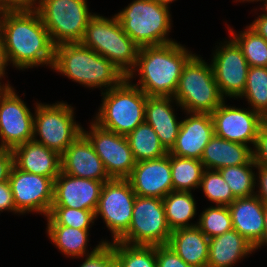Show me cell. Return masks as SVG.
<instances>
[{"label": "cell", "mask_w": 267, "mask_h": 267, "mask_svg": "<svg viewBox=\"0 0 267 267\" xmlns=\"http://www.w3.org/2000/svg\"><path fill=\"white\" fill-rule=\"evenodd\" d=\"M0 36L12 67L25 71L46 66L51 70L55 46L36 10L5 11Z\"/></svg>", "instance_id": "1"}, {"label": "cell", "mask_w": 267, "mask_h": 267, "mask_svg": "<svg viewBox=\"0 0 267 267\" xmlns=\"http://www.w3.org/2000/svg\"><path fill=\"white\" fill-rule=\"evenodd\" d=\"M188 48L178 41L141 47L127 78L149 97H173L184 65L195 54Z\"/></svg>", "instance_id": "2"}, {"label": "cell", "mask_w": 267, "mask_h": 267, "mask_svg": "<svg viewBox=\"0 0 267 267\" xmlns=\"http://www.w3.org/2000/svg\"><path fill=\"white\" fill-rule=\"evenodd\" d=\"M101 93L118 86L127 76L112 62L82 43H63L54 48L51 71Z\"/></svg>", "instance_id": "3"}, {"label": "cell", "mask_w": 267, "mask_h": 267, "mask_svg": "<svg viewBox=\"0 0 267 267\" xmlns=\"http://www.w3.org/2000/svg\"><path fill=\"white\" fill-rule=\"evenodd\" d=\"M170 9L156 0H132L115 15L123 31L141 48L176 41L169 36L173 28Z\"/></svg>", "instance_id": "4"}, {"label": "cell", "mask_w": 267, "mask_h": 267, "mask_svg": "<svg viewBox=\"0 0 267 267\" xmlns=\"http://www.w3.org/2000/svg\"><path fill=\"white\" fill-rule=\"evenodd\" d=\"M101 104L92 120L100 127L126 136L145 122L147 95L127 77L101 93Z\"/></svg>", "instance_id": "5"}, {"label": "cell", "mask_w": 267, "mask_h": 267, "mask_svg": "<svg viewBox=\"0 0 267 267\" xmlns=\"http://www.w3.org/2000/svg\"><path fill=\"white\" fill-rule=\"evenodd\" d=\"M81 43L112 62L126 76L135 68L139 47L123 31L116 15L96 13L86 27Z\"/></svg>", "instance_id": "6"}, {"label": "cell", "mask_w": 267, "mask_h": 267, "mask_svg": "<svg viewBox=\"0 0 267 267\" xmlns=\"http://www.w3.org/2000/svg\"><path fill=\"white\" fill-rule=\"evenodd\" d=\"M173 98L182 108L181 112L208 114L225 100L219 92L211 64L196 53L184 65Z\"/></svg>", "instance_id": "7"}, {"label": "cell", "mask_w": 267, "mask_h": 267, "mask_svg": "<svg viewBox=\"0 0 267 267\" xmlns=\"http://www.w3.org/2000/svg\"><path fill=\"white\" fill-rule=\"evenodd\" d=\"M33 106V140L61 156L82 134L83 126L75 120V108L63 100L52 104L36 100Z\"/></svg>", "instance_id": "8"}, {"label": "cell", "mask_w": 267, "mask_h": 267, "mask_svg": "<svg viewBox=\"0 0 267 267\" xmlns=\"http://www.w3.org/2000/svg\"><path fill=\"white\" fill-rule=\"evenodd\" d=\"M87 0H40L36 9L49 32L54 46L63 43H81L89 20Z\"/></svg>", "instance_id": "9"}, {"label": "cell", "mask_w": 267, "mask_h": 267, "mask_svg": "<svg viewBox=\"0 0 267 267\" xmlns=\"http://www.w3.org/2000/svg\"><path fill=\"white\" fill-rule=\"evenodd\" d=\"M171 233L162 199L136 195L129 229L118 241L131 245H166Z\"/></svg>", "instance_id": "10"}, {"label": "cell", "mask_w": 267, "mask_h": 267, "mask_svg": "<svg viewBox=\"0 0 267 267\" xmlns=\"http://www.w3.org/2000/svg\"><path fill=\"white\" fill-rule=\"evenodd\" d=\"M136 194L127 179H110L104 182L95 220L101 217L111 233V243L118 241L129 229Z\"/></svg>", "instance_id": "11"}, {"label": "cell", "mask_w": 267, "mask_h": 267, "mask_svg": "<svg viewBox=\"0 0 267 267\" xmlns=\"http://www.w3.org/2000/svg\"><path fill=\"white\" fill-rule=\"evenodd\" d=\"M217 41L211 55V66L219 92L224 99H238L246 85L250 66L237 43L228 36Z\"/></svg>", "instance_id": "12"}, {"label": "cell", "mask_w": 267, "mask_h": 267, "mask_svg": "<svg viewBox=\"0 0 267 267\" xmlns=\"http://www.w3.org/2000/svg\"><path fill=\"white\" fill-rule=\"evenodd\" d=\"M16 91L13 86L0 87V148L11 150L33 140L34 110Z\"/></svg>", "instance_id": "13"}, {"label": "cell", "mask_w": 267, "mask_h": 267, "mask_svg": "<svg viewBox=\"0 0 267 267\" xmlns=\"http://www.w3.org/2000/svg\"><path fill=\"white\" fill-rule=\"evenodd\" d=\"M89 124V129L82 127V133L93 145L109 177L127 179L136 165V160L126 136L106 130L93 120Z\"/></svg>", "instance_id": "14"}, {"label": "cell", "mask_w": 267, "mask_h": 267, "mask_svg": "<svg viewBox=\"0 0 267 267\" xmlns=\"http://www.w3.org/2000/svg\"><path fill=\"white\" fill-rule=\"evenodd\" d=\"M16 210L24 214H39L46 217L53 203L54 181L45 176L25 172L12 167L8 179Z\"/></svg>", "instance_id": "15"}, {"label": "cell", "mask_w": 267, "mask_h": 267, "mask_svg": "<svg viewBox=\"0 0 267 267\" xmlns=\"http://www.w3.org/2000/svg\"><path fill=\"white\" fill-rule=\"evenodd\" d=\"M214 123V135L228 141L254 147L261 125L266 119L250 107L239 108L227 104L225 99L211 114Z\"/></svg>", "instance_id": "16"}, {"label": "cell", "mask_w": 267, "mask_h": 267, "mask_svg": "<svg viewBox=\"0 0 267 267\" xmlns=\"http://www.w3.org/2000/svg\"><path fill=\"white\" fill-rule=\"evenodd\" d=\"M127 180L137 196L163 199L173 191L170 153L158 159L136 162Z\"/></svg>", "instance_id": "17"}, {"label": "cell", "mask_w": 267, "mask_h": 267, "mask_svg": "<svg viewBox=\"0 0 267 267\" xmlns=\"http://www.w3.org/2000/svg\"><path fill=\"white\" fill-rule=\"evenodd\" d=\"M102 181L70 176L62 171L54 180L52 207L93 211L98 205Z\"/></svg>", "instance_id": "18"}, {"label": "cell", "mask_w": 267, "mask_h": 267, "mask_svg": "<svg viewBox=\"0 0 267 267\" xmlns=\"http://www.w3.org/2000/svg\"><path fill=\"white\" fill-rule=\"evenodd\" d=\"M181 126L175 144L168 151L179 157L200 160L205 146L214 135L211 114L183 112Z\"/></svg>", "instance_id": "19"}, {"label": "cell", "mask_w": 267, "mask_h": 267, "mask_svg": "<svg viewBox=\"0 0 267 267\" xmlns=\"http://www.w3.org/2000/svg\"><path fill=\"white\" fill-rule=\"evenodd\" d=\"M61 171L70 176L103 183L111 179L93 145L83 133L61 155Z\"/></svg>", "instance_id": "20"}, {"label": "cell", "mask_w": 267, "mask_h": 267, "mask_svg": "<svg viewBox=\"0 0 267 267\" xmlns=\"http://www.w3.org/2000/svg\"><path fill=\"white\" fill-rule=\"evenodd\" d=\"M178 108L182 110L173 97L148 96L145 104V122L154 129L167 151L175 144L181 126L182 120L175 113Z\"/></svg>", "instance_id": "21"}, {"label": "cell", "mask_w": 267, "mask_h": 267, "mask_svg": "<svg viewBox=\"0 0 267 267\" xmlns=\"http://www.w3.org/2000/svg\"><path fill=\"white\" fill-rule=\"evenodd\" d=\"M14 166L22 171L45 176L53 181L61 172V156L34 140L12 149Z\"/></svg>", "instance_id": "22"}, {"label": "cell", "mask_w": 267, "mask_h": 267, "mask_svg": "<svg viewBox=\"0 0 267 267\" xmlns=\"http://www.w3.org/2000/svg\"><path fill=\"white\" fill-rule=\"evenodd\" d=\"M233 229L254 247L264 234V203L256 196L236 198L230 205Z\"/></svg>", "instance_id": "23"}, {"label": "cell", "mask_w": 267, "mask_h": 267, "mask_svg": "<svg viewBox=\"0 0 267 267\" xmlns=\"http://www.w3.org/2000/svg\"><path fill=\"white\" fill-rule=\"evenodd\" d=\"M255 253L254 246L231 229L209 241L207 267H234Z\"/></svg>", "instance_id": "24"}, {"label": "cell", "mask_w": 267, "mask_h": 267, "mask_svg": "<svg viewBox=\"0 0 267 267\" xmlns=\"http://www.w3.org/2000/svg\"><path fill=\"white\" fill-rule=\"evenodd\" d=\"M253 159L252 147L213 135L205 146L201 162L205 169L219 170L247 164Z\"/></svg>", "instance_id": "25"}, {"label": "cell", "mask_w": 267, "mask_h": 267, "mask_svg": "<svg viewBox=\"0 0 267 267\" xmlns=\"http://www.w3.org/2000/svg\"><path fill=\"white\" fill-rule=\"evenodd\" d=\"M210 239L197 227L173 230L168 246L188 265L207 267Z\"/></svg>", "instance_id": "26"}, {"label": "cell", "mask_w": 267, "mask_h": 267, "mask_svg": "<svg viewBox=\"0 0 267 267\" xmlns=\"http://www.w3.org/2000/svg\"><path fill=\"white\" fill-rule=\"evenodd\" d=\"M46 236H48L51 244H53L62 255L66 258L80 259V257L94 253L102 244L110 243L109 240L101 239L93 248L90 246V230H81L62 225H47ZM91 250V251H90Z\"/></svg>", "instance_id": "27"}, {"label": "cell", "mask_w": 267, "mask_h": 267, "mask_svg": "<svg viewBox=\"0 0 267 267\" xmlns=\"http://www.w3.org/2000/svg\"><path fill=\"white\" fill-rule=\"evenodd\" d=\"M162 201L171 231L197 226L198 222H191L196 217L198 209L192 192L171 191Z\"/></svg>", "instance_id": "28"}, {"label": "cell", "mask_w": 267, "mask_h": 267, "mask_svg": "<svg viewBox=\"0 0 267 267\" xmlns=\"http://www.w3.org/2000/svg\"><path fill=\"white\" fill-rule=\"evenodd\" d=\"M126 139L136 162L158 159L168 154L154 129L146 122L127 134Z\"/></svg>", "instance_id": "29"}, {"label": "cell", "mask_w": 267, "mask_h": 267, "mask_svg": "<svg viewBox=\"0 0 267 267\" xmlns=\"http://www.w3.org/2000/svg\"><path fill=\"white\" fill-rule=\"evenodd\" d=\"M173 191L194 192L199 189L205 170L201 160L170 154Z\"/></svg>", "instance_id": "30"}, {"label": "cell", "mask_w": 267, "mask_h": 267, "mask_svg": "<svg viewBox=\"0 0 267 267\" xmlns=\"http://www.w3.org/2000/svg\"><path fill=\"white\" fill-rule=\"evenodd\" d=\"M228 36H230L240 47L250 67H267V41L260 36L249 25L243 31H234L233 27L227 24Z\"/></svg>", "instance_id": "31"}, {"label": "cell", "mask_w": 267, "mask_h": 267, "mask_svg": "<svg viewBox=\"0 0 267 267\" xmlns=\"http://www.w3.org/2000/svg\"><path fill=\"white\" fill-rule=\"evenodd\" d=\"M247 101L248 107L267 120V67H250L245 89L238 98Z\"/></svg>", "instance_id": "32"}, {"label": "cell", "mask_w": 267, "mask_h": 267, "mask_svg": "<svg viewBox=\"0 0 267 267\" xmlns=\"http://www.w3.org/2000/svg\"><path fill=\"white\" fill-rule=\"evenodd\" d=\"M256 164L252 159L247 164L228 166L218 171L229 185L235 198H247L255 195Z\"/></svg>", "instance_id": "33"}, {"label": "cell", "mask_w": 267, "mask_h": 267, "mask_svg": "<svg viewBox=\"0 0 267 267\" xmlns=\"http://www.w3.org/2000/svg\"><path fill=\"white\" fill-rule=\"evenodd\" d=\"M118 267H157L156 246L113 242Z\"/></svg>", "instance_id": "34"}, {"label": "cell", "mask_w": 267, "mask_h": 267, "mask_svg": "<svg viewBox=\"0 0 267 267\" xmlns=\"http://www.w3.org/2000/svg\"><path fill=\"white\" fill-rule=\"evenodd\" d=\"M197 227L209 238L224 234L233 229L228 206L210 205L203 209L197 218Z\"/></svg>", "instance_id": "35"}, {"label": "cell", "mask_w": 267, "mask_h": 267, "mask_svg": "<svg viewBox=\"0 0 267 267\" xmlns=\"http://www.w3.org/2000/svg\"><path fill=\"white\" fill-rule=\"evenodd\" d=\"M45 218L46 225H62L81 230H91L96 221L93 211L68 207H51Z\"/></svg>", "instance_id": "36"}, {"label": "cell", "mask_w": 267, "mask_h": 267, "mask_svg": "<svg viewBox=\"0 0 267 267\" xmlns=\"http://www.w3.org/2000/svg\"><path fill=\"white\" fill-rule=\"evenodd\" d=\"M199 190L215 205L228 206L236 199L218 170H204Z\"/></svg>", "instance_id": "37"}, {"label": "cell", "mask_w": 267, "mask_h": 267, "mask_svg": "<svg viewBox=\"0 0 267 267\" xmlns=\"http://www.w3.org/2000/svg\"><path fill=\"white\" fill-rule=\"evenodd\" d=\"M80 258L84 261L79 267H118L113 242L104 243L94 253Z\"/></svg>", "instance_id": "38"}, {"label": "cell", "mask_w": 267, "mask_h": 267, "mask_svg": "<svg viewBox=\"0 0 267 267\" xmlns=\"http://www.w3.org/2000/svg\"><path fill=\"white\" fill-rule=\"evenodd\" d=\"M157 267H192L185 263L170 246L156 245Z\"/></svg>", "instance_id": "39"}, {"label": "cell", "mask_w": 267, "mask_h": 267, "mask_svg": "<svg viewBox=\"0 0 267 267\" xmlns=\"http://www.w3.org/2000/svg\"><path fill=\"white\" fill-rule=\"evenodd\" d=\"M252 151L255 164L267 168V120L260 127Z\"/></svg>", "instance_id": "40"}, {"label": "cell", "mask_w": 267, "mask_h": 267, "mask_svg": "<svg viewBox=\"0 0 267 267\" xmlns=\"http://www.w3.org/2000/svg\"><path fill=\"white\" fill-rule=\"evenodd\" d=\"M12 212L14 215H21L15 207L13 194L9 181L0 183V212Z\"/></svg>", "instance_id": "41"}, {"label": "cell", "mask_w": 267, "mask_h": 267, "mask_svg": "<svg viewBox=\"0 0 267 267\" xmlns=\"http://www.w3.org/2000/svg\"><path fill=\"white\" fill-rule=\"evenodd\" d=\"M40 0H0V5L5 11H34Z\"/></svg>", "instance_id": "42"}, {"label": "cell", "mask_w": 267, "mask_h": 267, "mask_svg": "<svg viewBox=\"0 0 267 267\" xmlns=\"http://www.w3.org/2000/svg\"><path fill=\"white\" fill-rule=\"evenodd\" d=\"M255 195L267 205V168L256 165Z\"/></svg>", "instance_id": "43"}, {"label": "cell", "mask_w": 267, "mask_h": 267, "mask_svg": "<svg viewBox=\"0 0 267 267\" xmlns=\"http://www.w3.org/2000/svg\"><path fill=\"white\" fill-rule=\"evenodd\" d=\"M13 166L14 158L12 150L0 148V183L8 181Z\"/></svg>", "instance_id": "44"}, {"label": "cell", "mask_w": 267, "mask_h": 267, "mask_svg": "<svg viewBox=\"0 0 267 267\" xmlns=\"http://www.w3.org/2000/svg\"><path fill=\"white\" fill-rule=\"evenodd\" d=\"M11 66L10 65V62H9V58H8V55H7V51L4 47V43H3V40L0 36V87H12V84H10L9 80L6 81L5 78H8L6 77L8 74L6 70L7 67ZM5 80V82L3 81ZM2 81V82H1Z\"/></svg>", "instance_id": "45"}, {"label": "cell", "mask_w": 267, "mask_h": 267, "mask_svg": "<svg viewBox=\"0 0 267 267\" xmlns=\"http://www.w3.org/2000/svg\"><path fill=\"white\" fill-rule=\"evenodd\" d=\"M254 11H257V17L249 26L267 41V15L260 12L258 14L257 8Z\"/></svg>", "instance_id": "46"}, {"label": "cell", "mask_w": 267, "mask_h": 267, "mask_svg": "<svg viewBox=\"0 0 267 267\" xmlns=\"http://www.w3.org/2000/svg\"><path fill=\"white\" fill-rule=\"evenodd\" d=\"M262 246H267V205H265V212H264V234L262 240L254 247L255 252L256 250L263 248Z\"/></svg>", "instance_id": "47"}, {"label": "cell", "mask_w": 267, "mask_h": 267, "mask_svg": "<svg viewBox=\"0 0 267 267\" xmlns=\"http://www.w3.org/2000/svg\"><path fill=\"white\" fill-rule=\"evenodd\" d=\"M262 4H260L259 6H261V8L259 9V11L263 12L264 15H267V0H263L261 2Z\"/></svg>", "instance_id": "48"}, {"label": "cell", "mask_w": 267, "mask_h": 267, "mask_svg": "<svg viewBox=\"0 0 267 267\" xmlns=\"http://www.w3.org/2000/svg\"><path fill=\"white\" fill-rule=\"evenodd\" d=\"M156 1H157L158 3L164 4V5H167V6L170 7V5H171L173 2L177 1V0H156Z\"/></svg>", "instance_id": "49"}, {"label": "cell", "mask_w": 267, "mask_h": 267, "mask_svg": "<svg viewBox=\"0 0 267 267\" xmlns=\"http://www.w3.org/2000/svg\"><path fill=\"white\" fill-rule=\"evenodd\" d=\"M262 1H263V0H235L234 2H236V3H237V2H240V3H245V2H246V3H247V2H248V3H254V2H256V3H257V2H262Z\"/></svg>", "instance_id": "50"}, {"label": "cell", "mask_w": 267, "mask_h": 267, "mask_svg": "<svg viewBox=\"0 0 267 267\" xmlns=\"http://www.w3.org/2000/svg\"><path fill=\"white\" fill-rule=\"evenodd\" d=\"M4 13H5V10L0 5V28H1L2 18H3Z\"/></svg>", "instance_id": "51"}]
</instances>
